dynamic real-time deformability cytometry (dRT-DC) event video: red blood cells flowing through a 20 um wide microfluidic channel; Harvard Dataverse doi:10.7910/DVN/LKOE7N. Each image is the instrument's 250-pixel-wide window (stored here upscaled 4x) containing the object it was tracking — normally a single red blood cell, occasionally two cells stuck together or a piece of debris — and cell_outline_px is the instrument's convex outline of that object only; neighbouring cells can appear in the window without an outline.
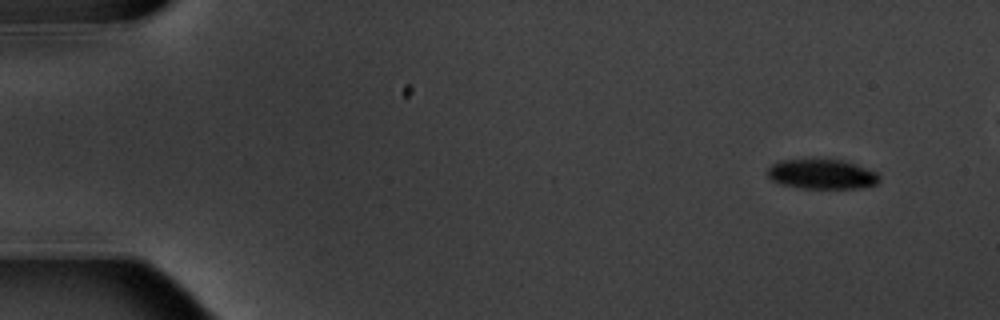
{"species": "common noctule bat (a hibernating species)", "species_latin": "Nyctalus noctula", "temperature_condition": "warm", "stored_images_in_passage": 8, "camera_frame_rate_fps": 3000, "um_per_image_px": 0.085, "animal": {"sex": "male", "body_mass_g": 20.1, "forearm_length_mm": 53.5}, "frame": {"image": 1, "passage_image": 1, "time_ms": 0.0, "image_size_px": [1000, 320], "cell_outline_px": [[880, 180], [876, 184], [860, 188], [800, 188], [780, 184], [772, 180], [768, 176], [768, 168], [772, 164], [780, 160], [844, 160], [876, 172], [880, 176]], "centroid_in_image_um": [69.86, 14.81], "position_along_channel_um": 15.1, "area_um2": 19.25}}